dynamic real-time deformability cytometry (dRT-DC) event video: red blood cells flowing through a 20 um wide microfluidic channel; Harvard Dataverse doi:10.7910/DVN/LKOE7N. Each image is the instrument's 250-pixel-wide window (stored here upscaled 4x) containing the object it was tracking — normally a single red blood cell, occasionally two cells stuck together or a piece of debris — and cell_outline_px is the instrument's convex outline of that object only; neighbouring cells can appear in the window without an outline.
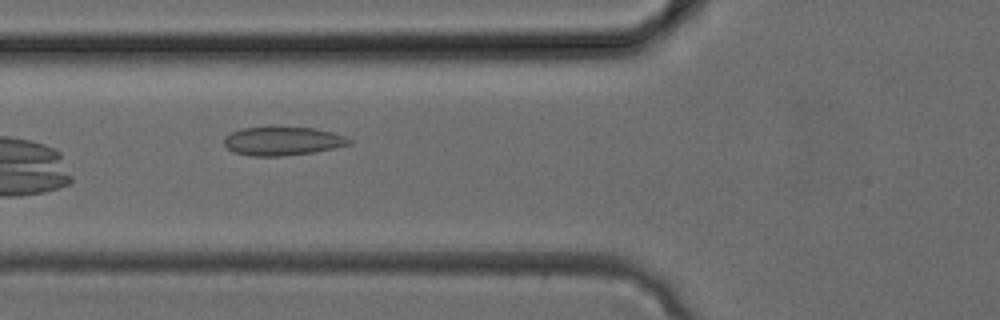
{"species": "common noctule bat (a hibernating species)", "species_latin": "Nyctalus noctula", "temperature_condition": "cold", "stored_images_in_passage": 2, "camera_frame_rate_fps": 3000, "um_per_image_px": 0.085, "animal": {"sex": "female", "body_mass_g": 24.6, "forearm_length_mm": 56.2}, "frame": {"image": 1, "passage_image": 2, "time_ms": 0.333, "image_size_px": [1000, 320], "cell_outline_px": [[352, 144], [312, 152], [284, 156], [248, 156], [232, 152], [224, 144], [224, 136], [232, 132], [244, 128], [272, 124], [312, 128], [332, 132], [344, 136], [352, 140]], "centroid_in_image_um": [23.97, 11.95], "position_along_channel_um": 101.8, "area_um2": 21.56}}